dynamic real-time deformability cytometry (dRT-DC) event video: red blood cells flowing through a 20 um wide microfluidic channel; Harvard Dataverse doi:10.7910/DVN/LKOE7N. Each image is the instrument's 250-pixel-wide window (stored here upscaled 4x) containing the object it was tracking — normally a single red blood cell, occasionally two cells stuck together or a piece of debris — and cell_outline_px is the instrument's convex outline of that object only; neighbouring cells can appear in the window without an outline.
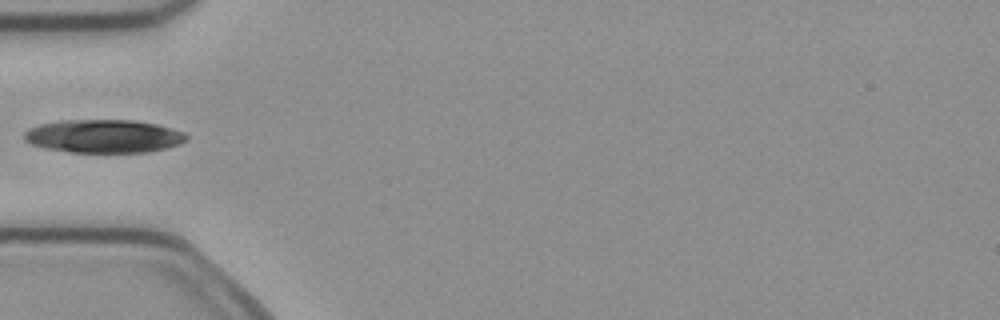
{"species": "common noctule bat (a hibernating species)", "species_latin": "Nyctalus noctula", "temperature_condition": "cold", "stored_images_in_passage": 3, "camera_frame_rate_fps": 3000, "um_per_image_px": 0.085, "animal": {"sex": "female", "body_mass_g": 21.9}, "frame": {"image": 1, "passage_image": 3, "time_ms": 0.667, "image_size_px": [1000, 320], "cell_outline_px": [[188, 140], [180, 144], [148, 152], [68, 152], [44, 148], [32, 144], [24, 140], [24, 132], [28, 128], [40, 124], [60, 120], [132, 120], [156, 124], [172, 128], [184, 132], [188, 136]], "centroid_in_image_um": [8.8, 11.57], "position_along_channel_um": 76.2, "area_um2": 31.56}}